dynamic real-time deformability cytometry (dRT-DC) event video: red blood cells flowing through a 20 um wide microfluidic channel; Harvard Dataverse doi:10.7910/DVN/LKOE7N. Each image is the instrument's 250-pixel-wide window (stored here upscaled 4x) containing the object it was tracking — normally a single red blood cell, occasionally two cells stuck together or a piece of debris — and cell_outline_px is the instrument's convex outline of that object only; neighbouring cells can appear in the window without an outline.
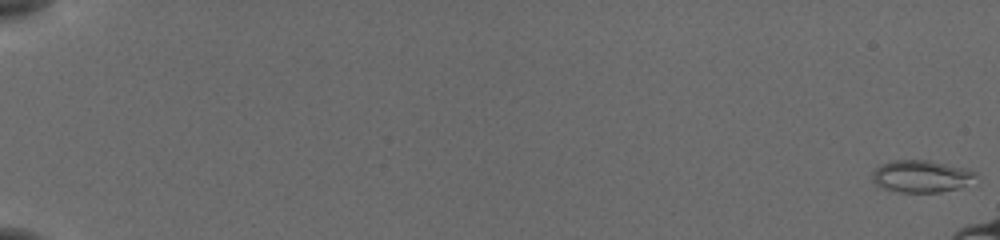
{"species": "common noctule bat (a hibernating species)", "species_latin": "Nyctalus noctula", "temperature_condition": "cold", "stored_images_in_passage": 20, "camera_frame_rate_fps": 3000, "um_per_image_px": 0.085, "animal": {"sex": "female", "body_mass_g": 19.5, "forearm_length_mm": 54.1}, "frame": {"image": 1, "passage_image": 1, "time_ms": 0.0, "image_size_px": [1000, 240], "cell_outline_px": [[976, 172], [964, 184], [956, 188], [940, 192], [896, 192], [884, 188], [876, 184], [872, 180], [872, 172], [880, 164], [892, 160], [928, 160], [968, 168]], "centroid_in_image_um": [78.21, 14.97], "position_along_channel_um": 6.8, "area_um2": 19.07}}